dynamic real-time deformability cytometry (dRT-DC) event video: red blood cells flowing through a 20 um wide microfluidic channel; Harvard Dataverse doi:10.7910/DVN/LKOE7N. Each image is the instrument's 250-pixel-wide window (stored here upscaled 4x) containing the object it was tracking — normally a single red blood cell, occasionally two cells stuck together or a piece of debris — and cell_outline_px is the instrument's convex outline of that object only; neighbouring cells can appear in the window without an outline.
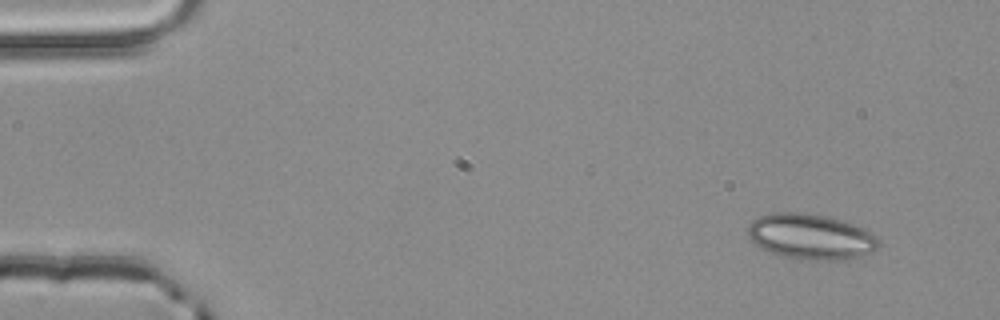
{"species": "common noctule bat (a hibernating species)", "species_latin": "Nyctalus noctula", "temperature_condition": "room temperature", "stored_images_in_passage": 3, "camera_frame_rate_fps": 3000, "um_per_image_px": 0.085, "animal": {"sex": "male", "body_mass_g": 20.4}, "frame": {"image": 1, "passage_image": 1, "time_ms": 0.0, "image_size_px": [1000, 320], "cell_outline_px": [[880, 244], [872, 252], [860, 256], [844, 260], [800, 260], [784, 256], [760, 248], [748, 236], [748, 224], [752, 220], [760, 216], [772, 212], [800, 212], [828, 216], [864, 228], [876, 236], [880, 240]], "centroid_in_image_um": [68.92, 20.11], "position_along_channel_um": 16.1, "area_um2": 34.85}}